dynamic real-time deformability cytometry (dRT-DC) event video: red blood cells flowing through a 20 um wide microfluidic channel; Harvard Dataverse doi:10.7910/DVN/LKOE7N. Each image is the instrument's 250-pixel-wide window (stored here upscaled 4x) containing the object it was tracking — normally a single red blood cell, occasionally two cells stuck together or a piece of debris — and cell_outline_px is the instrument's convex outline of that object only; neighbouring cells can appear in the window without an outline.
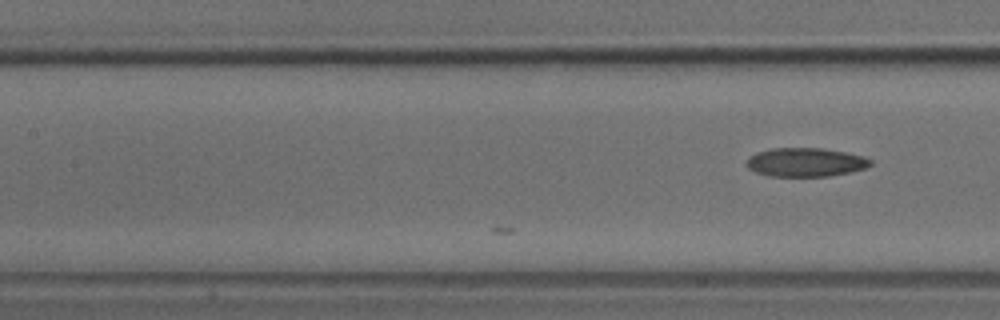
{"species": "common noctule bat (a hibernating species)", "species_latin": "Nyctalus noctula", "temperature_condition": "cold", "stored_images_in_passage": 7, "camera_frame_rate_fps": 3000, "um_per_image_px": 0.085, "animal": {"sex": "male", "body_mass_g": 18.8}, "frame": {"image": 1, "passage_image": 7, "time_ms": 2.0, "image_size_px": [1000, 320], "cell_outline_px": [[872, 164], [864, 168], [848, 172], [828, 176], [768, 176], [756, 172], [748, 168], [748, 160], [756, 152], [772, 148], [824, 148], [844, 152], [860, 156], [872, 160]], "centroid_in_image_um": [68.46, 13.79], "position_along_channel_um": 138.9, "area_um2": 20.46}}